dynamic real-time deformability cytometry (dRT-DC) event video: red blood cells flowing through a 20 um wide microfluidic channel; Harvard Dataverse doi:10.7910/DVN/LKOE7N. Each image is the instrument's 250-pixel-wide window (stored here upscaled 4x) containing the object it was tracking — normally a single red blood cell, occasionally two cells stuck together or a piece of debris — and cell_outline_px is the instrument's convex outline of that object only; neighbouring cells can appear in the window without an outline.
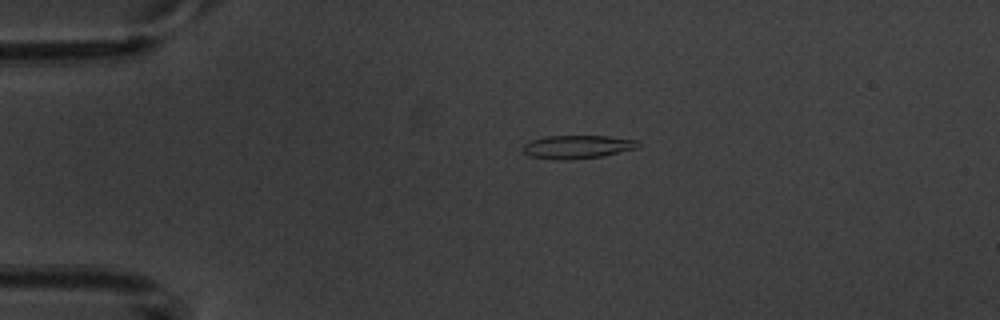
{"species": "common noctule bat (a hibernating species)", "species_latin": "Nyctalus noctula", "temperature_condition": "warm", "stored_images_in_passage": 3, "camera_frame_rate_fps": 3000, "um_per_image_px": 0.085, "animal": {"sex": "male", "body_mass_g": 20.1, "forearm_length_mm": 53.5}, "frame": {"image": 1, "passage_image": 2, "time_ms": 2.0, "image_size_px": [1000, 320], "cell_outline_px": [[640, 144], [636, 148], [600, 156], [568, 160], [556, 160], [532, 156], [524, 152], [520, 148], [524, 144], [532, 140], [548, 136], [608, 136], [640, 140]], "centroid_in_image_um": [49.07, 12.48], "position_along_channel_um": 35.9, "area_um2": 15.55}}